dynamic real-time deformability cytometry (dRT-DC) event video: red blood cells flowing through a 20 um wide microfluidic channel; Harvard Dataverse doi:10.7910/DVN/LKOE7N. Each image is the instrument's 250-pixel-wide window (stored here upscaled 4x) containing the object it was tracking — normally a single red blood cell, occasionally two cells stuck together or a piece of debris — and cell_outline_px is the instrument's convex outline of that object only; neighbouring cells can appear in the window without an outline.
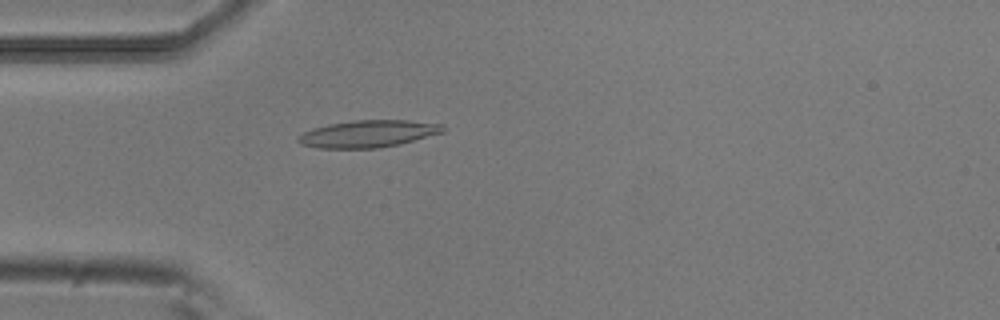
{"species": "common noctule bat (a hibernating species)", "species_latin": "Nyctalus noctula", "temperature_condition": "room temperature", "stored_images_in_passage": 8, "camera_frame_rate_fps": 3000, "um_per_image_px": 0.085, "animal": {"sex": "male", "body_mass_g": 20.5, "forearm_length_mm": 52.5}, "frame": {"image": 1, "passage_image": 3, "time_ms": 0.667, "image_size_px": [1000, 320], "cell_outline_px": [[444, 132], [400, 144], [376, 148], [320, 148], [300, 144], [296, 140], [296, 136], [312, 128], [328, 124], [352, 120], [408, 120], [440, 124], [444, 128]], "centroid_in_image_um": [31.24, 11.37], "position_along_channel_um": 53.8, "area_um2": 22.89}}
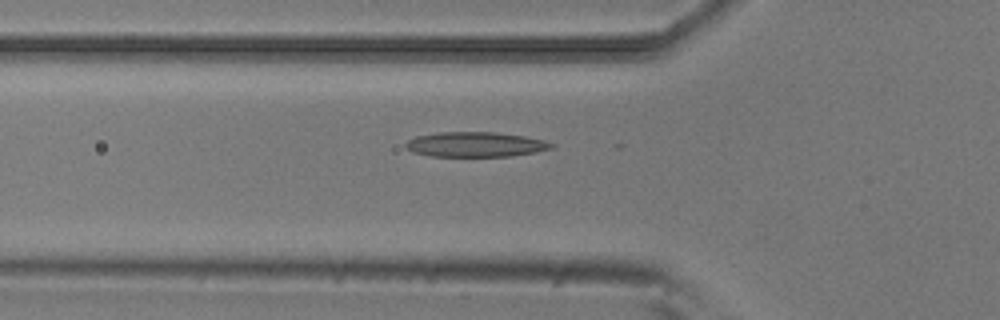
{"frame": {"image": 2, "passage_image": 6, "time_ms": 1.667, "image_size_px": [1000, 320], "cell_outline_px": [[556, 144], [552, 148], [536, 152], [512, 156], [432, 156], [412, 152], [404, 148], [404, 144], [408, 140], [416, 136], [440, 132], [496, 132], [524, 136], [544, 140]], "centroid_in_image_um": [40.41, 12.28], "position_along_channel_um": 85.4, "area_um2": 21.27}}